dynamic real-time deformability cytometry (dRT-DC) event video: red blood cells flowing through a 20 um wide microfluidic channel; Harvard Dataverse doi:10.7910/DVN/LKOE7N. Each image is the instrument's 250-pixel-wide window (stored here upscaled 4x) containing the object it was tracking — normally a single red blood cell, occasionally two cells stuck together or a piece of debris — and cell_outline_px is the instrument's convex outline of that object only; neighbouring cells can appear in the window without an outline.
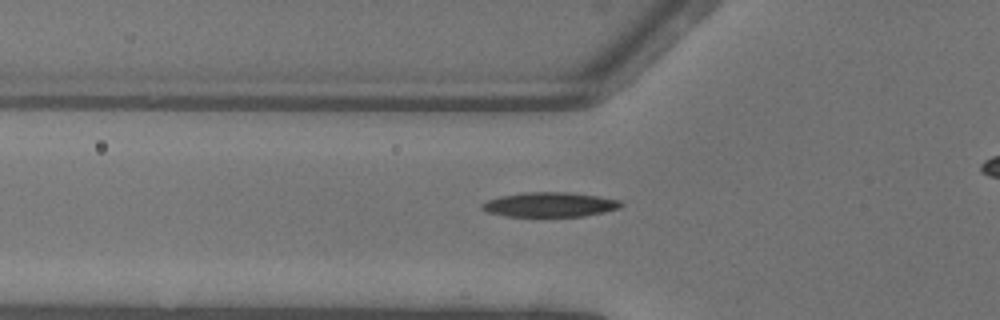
{"species": "common noctule bat (a hibernating species)", "species_latin": "Nyctalus noctula", "temperature_condition": "warm", "stored_images_in_passage": 37, "camera_frame_rate_fps": 3000, "um_per_image_px": 0.085, "animal": {"sex": "female"}, "frame": {"image": 1, "passage_image": 10, "time_ms": 3.0, "image_size_px": [1000, 320], "cell_outline_px": [[624, 204], [620, 208], [604, 212], [584, 216], [504, 216], [488, 212], [480, 208], [480, 204], [488, 200], [500, 196], [528, 192], [572, 192], [620, 200]], "centroid_in_image_um": [46.73, 17.39], "position_along_channel_um": 79.1, "area_um2": 19.94}}
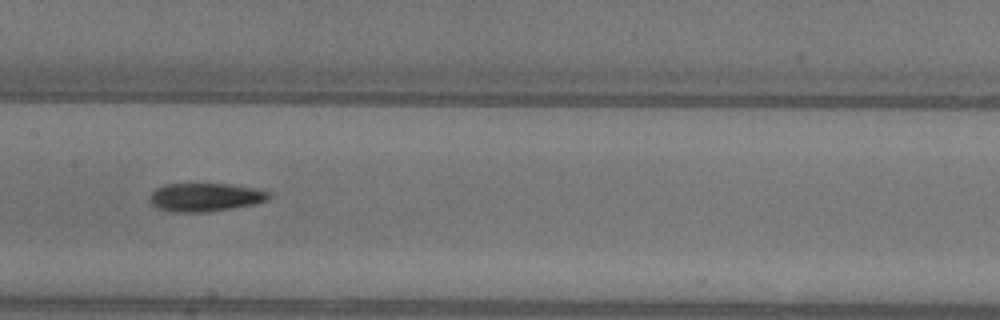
{"frame": {"image": 2, "passage_image": 18, "time_ms": 5.667, "image_size_px": [1000, 320], "cell_outline_px": [[272, 196], [268, 200], [256, 204], [208, 212], [176, 212], [156, 208], [148, 200], [152, 192], [156, 188], [164, 184], [228, 184], [256, 188], [268, 192]], "centroid_in_image_um": [17.45, 16.77], "position_along_channel_um": 190.0, "area_um2": 19.83}}
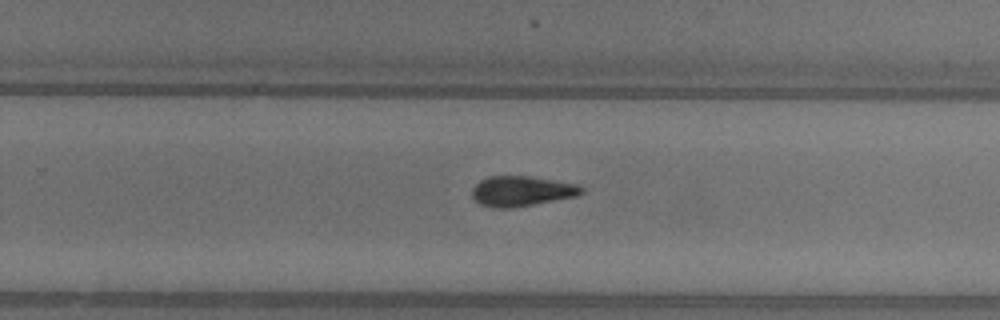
{"frame": {"image": 3, "passage_image": 25, "time_ms": 8.0, "image_size_px": [1000, 320], "cell_outline_px": [[584, 192], [580, 196], [512, 208], [492, 208], [480, 204], [472, 196], [472, 188], [480, 180], [488, 176], [528, 176], [576, 184], [584, 188]], "centroid_in_image_um": [44.35, 16.25], "position_along_channel_um": 285.5, "area_um2": 19.36}}